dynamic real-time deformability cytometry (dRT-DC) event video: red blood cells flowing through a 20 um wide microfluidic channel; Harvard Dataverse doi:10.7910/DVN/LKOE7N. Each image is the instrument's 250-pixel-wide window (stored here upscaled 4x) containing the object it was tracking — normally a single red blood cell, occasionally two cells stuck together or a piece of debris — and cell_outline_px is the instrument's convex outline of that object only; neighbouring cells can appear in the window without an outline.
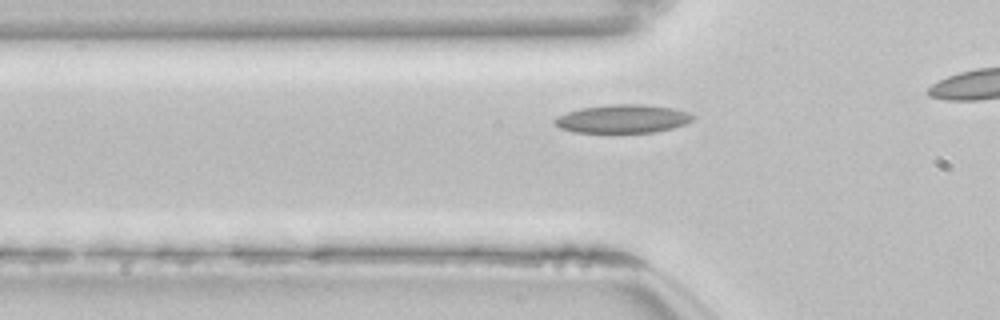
{"species": "common noctule bat (a hibernating species)", "species_latin": "Nyctalus noctula", "temperature_condition": "room temperature", "stored_images_in_passage": 16, "camera_frame_rate_fps": 3000, "um_per_image_px": 0.085, "animal": {"sex": "female", "body_mass_g": 22.7, "forearm_length_mm": 54.2}, "frame": {"image": 1, "passage_image": 10, "time_ms": 3.0, "image_size_px": [1000, 320], "cell_outline_px": [[696, 116], [692, 120], [684, 124], [672, 128], [656, 132], [576, 132], [560, 128], [552, 120], [568, 112], [580, 108], [612, 104], [640, 104], [672, 108], [688, 112]], "centroid_in_image_um": [52.95, 10.09], "position_along_channel_um": 72.8, "area_um2": 22.6}}